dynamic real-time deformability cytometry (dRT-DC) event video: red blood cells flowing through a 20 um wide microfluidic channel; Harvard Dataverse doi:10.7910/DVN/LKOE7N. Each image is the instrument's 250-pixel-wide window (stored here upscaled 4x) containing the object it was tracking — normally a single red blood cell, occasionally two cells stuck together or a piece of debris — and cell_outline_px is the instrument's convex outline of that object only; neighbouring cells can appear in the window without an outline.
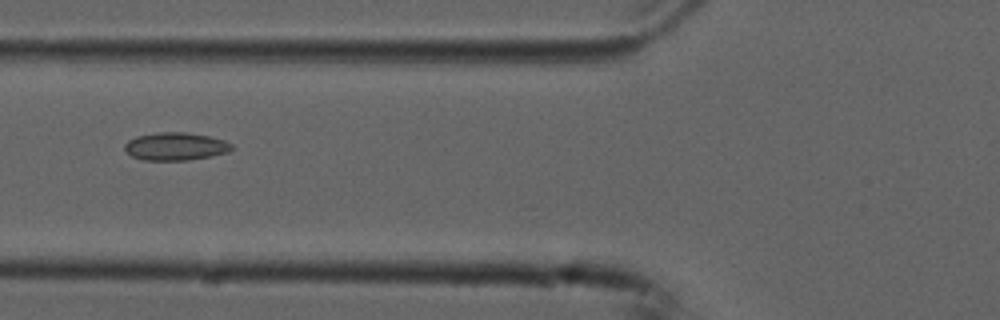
{"species": "common noctule bat (a hibernating species)", "species_latin": "Nyctalus noctula", "temperature_condition": "cold", "stored_images_in_passage": 6, "camera_frame_rate_fps": 3000, "um_per_image_px": 0.085, "animal": {"sex": "male", "forearm_length_mm": 52.5}, "frame": {"image": 1, "passage_image": 3, "time_ms": 0.667, "image_size_px": [1000, 320], "cell_outline_px": [[232, 148], [228, 152], [188, 160], [144, 160], [132, 156], [124, 148], [124, 144], [128, 140], [136, 136], [160, 132], [184, 132], [208, 136], [224, 140], [232, 144]], "centroid_in_image_um": [14.9, 12.44], "position_along_channel_um": 110.9, "area_um2": 17.17}}
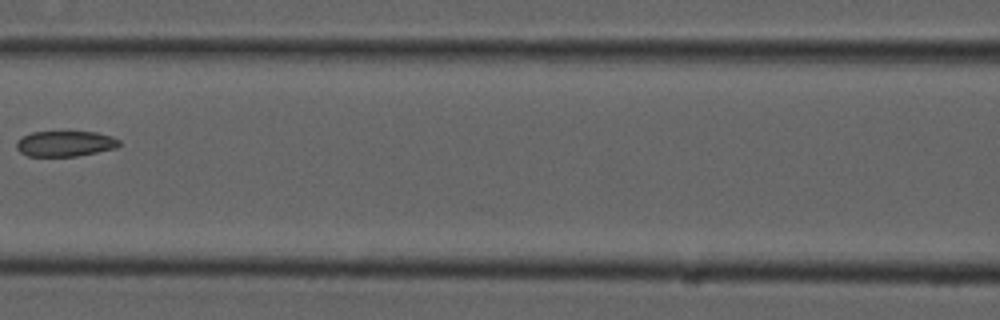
{"frame": {"image": 2, "passage_image": 4, "time_ms": 1.0, "image_size_px": [1000, 320], "cell_outline_px": [[120, 144], [116, 148], [76, 156], [28, 156], [20, 152], [16, 148], [16, 144], [24, 136], [32, 132], [96, 132], [112, 136], [120, 140]], "centroid_in_image_um": [5.56, 12.21], "position_along_channel_um": 161.0, "area_um2": 15.14}}
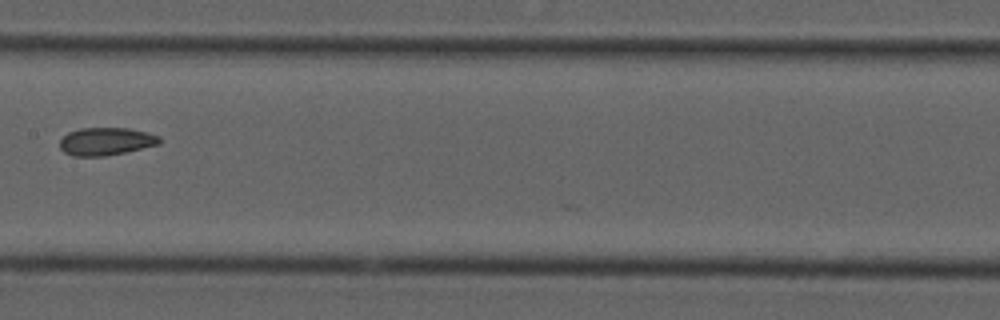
{"frame": {"image": 3, "passage_image": 5, "time_ms": 1.333, "image_size_px": [1000, 320], "cell_outline_px": [[160, 144], [124, 152], [104, 156], [72, 156], [64, 152], [60, 148], [60, 140], [68, 132], [80, 128], [128, 128], [148, 132], [160, 136]], "centroid_in_image_um": [9.0, 12.01], "position_along_channel_um": 198.4, "area_um2": 16.13}}